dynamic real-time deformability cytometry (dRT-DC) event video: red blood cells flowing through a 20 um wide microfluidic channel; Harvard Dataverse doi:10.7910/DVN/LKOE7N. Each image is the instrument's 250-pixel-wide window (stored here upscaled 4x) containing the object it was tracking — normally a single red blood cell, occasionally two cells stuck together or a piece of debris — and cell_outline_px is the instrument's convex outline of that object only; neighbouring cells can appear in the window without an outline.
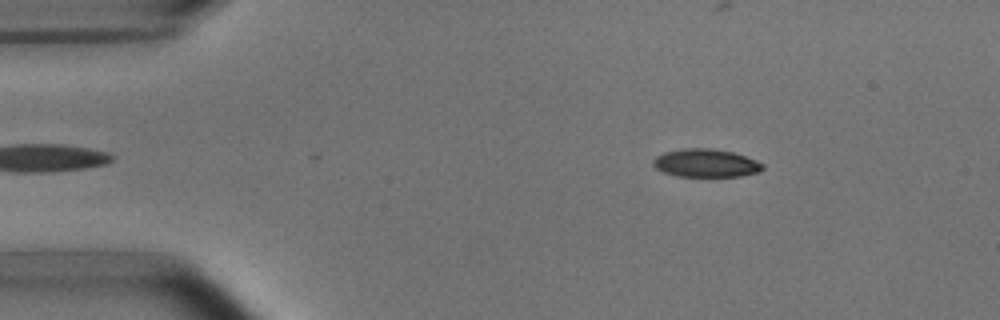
{"species": "common noctule bat (a hibernating species)", "species_latin": "Nyctalus noctula", "temperature_condition": "room temperature", "stored_images_in_passage": 6, "camera_frame_rate_fps": 3000, "um_per_image_px": 0.085, "animal": {"sex": "male", "body_mass_g": 15.6}, "frame": {"image": 1, "passage_image": 6, "time_ms": 6.0, "image_size_px": [1000, 320], "cell_outline_px": [[764, 168], [760, 172], [740, 176], [676, 176], [664, 172], [656, 168], [652, 164], [652, 160], [656, 156], [664, 152], [684, 148], [712, 148], [732, 152], [756, 160], [764, 164]], "centroid_in_image_um": [59.99, 13.86], "position_along_channel_um": 25.0, "area_um2": 17.98}}